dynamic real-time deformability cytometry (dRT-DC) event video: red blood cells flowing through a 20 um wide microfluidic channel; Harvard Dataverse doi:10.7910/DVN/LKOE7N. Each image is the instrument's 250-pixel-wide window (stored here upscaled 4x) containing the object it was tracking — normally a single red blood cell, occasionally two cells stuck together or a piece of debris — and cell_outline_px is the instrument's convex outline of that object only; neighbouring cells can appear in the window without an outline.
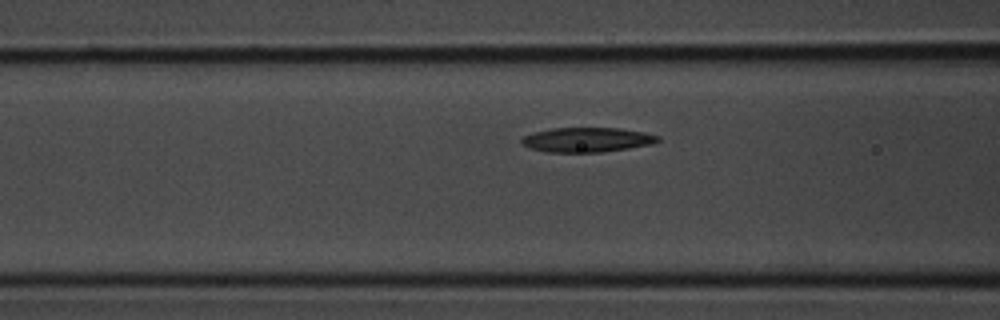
{"species": "common noctule bat (a hibernating species)", "species_latin": "Nyctalus noctula", "temperature_condition": "room temperature", "stored_images_in_passage": 5, "camera_frame_rate_fps": 3000, "um_per_image_px": 0.085, "animal": {"sex": "male", "body_mass_g": 20.1, "forearm_length_mm": 53.5}, "frame": {"image": 1, "passage_image": 4, "time_ms": 1.0, "image_size_px": [1000, 320], "cell_outline_px": [[660, 140], [652, 144], [604, 152], [544, 152], [528, 148], [520, 140], [524, 136], [532, 132], [552, 128], [620, 128], [644, 132], [660, 136]], "centroid_in_image_um": [49.88, 11.88], "position_along_channel_um": 116.7, "area_um2": 19.65}}